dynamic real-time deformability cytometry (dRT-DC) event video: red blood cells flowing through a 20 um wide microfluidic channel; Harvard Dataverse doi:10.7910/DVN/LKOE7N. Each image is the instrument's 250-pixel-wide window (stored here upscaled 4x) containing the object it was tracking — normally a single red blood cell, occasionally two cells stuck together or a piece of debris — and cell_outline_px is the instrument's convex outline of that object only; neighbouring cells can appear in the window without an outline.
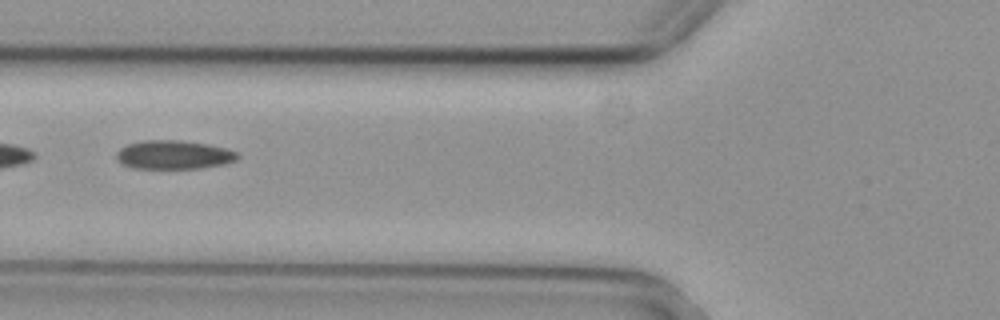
{"species": "common noctule bat (a hibernating species)", "species_latin": "Nyctalus noctula", "temperature_condition": "cold", "stored_images_in_passage": 8, "camera_frame_rate_fps": 3000, "um_per_image_px": 0.085, "animal": {"sex": "female", "body_mass_g": 29.2, "forearm_length_mm": 56.3}, "frame": {"image": 1, "passage_image": 3, "time_ms": 0.667, "image_size_px": [1000, 320], "cell_outline_px": [[240, 156], [236, 160], [224, 164], [200, 168], [132, 168], [120, 164], [116, 160], [116, 152], [120, 148], [128, 144], [140, 140], [180, 140], [208, 144], [224, 148], [236, 152]], "centroid_in_image_um": [14.72, 13.15], "position_along_channel_um": 111.1, "area_um2": 20.4}}
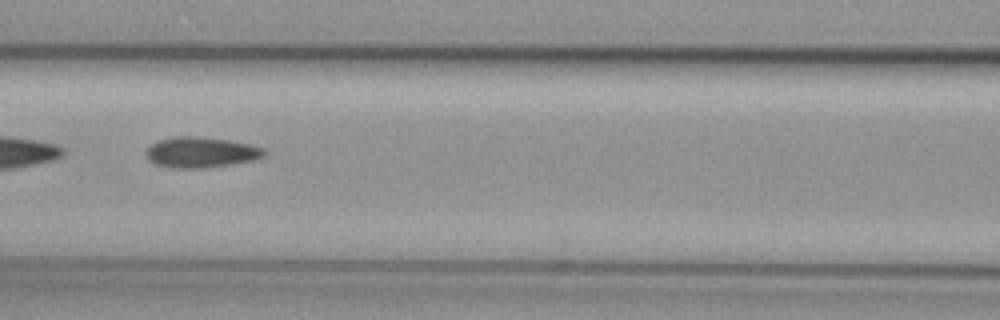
{"frame": {"image": 2, "passage_image": 6, "time_ms": 1.667, "image_size_px": [1000, 320], "cell_outline_px": [[264, 156], [256, 160], [208, 168], [172, 168], [156, 164], [148, 160], [144, 152], [152, 144], [160, 140], [172, 136], [192, 136], [228, 140], [248, 144], [264, 148]], "centroid_in_image_um": [17.06, 12.96], "position_along_channel_um": 149.5, "area_um2": 21.1}}